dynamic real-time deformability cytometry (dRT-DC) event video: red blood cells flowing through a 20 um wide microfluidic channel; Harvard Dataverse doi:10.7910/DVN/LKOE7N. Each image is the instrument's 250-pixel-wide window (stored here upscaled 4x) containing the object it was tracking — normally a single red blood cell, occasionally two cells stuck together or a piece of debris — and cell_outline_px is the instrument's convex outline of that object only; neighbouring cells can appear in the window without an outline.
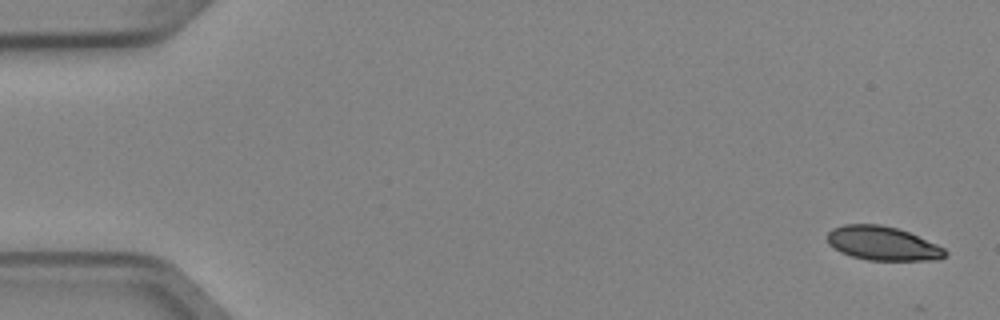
{"species": "Egyptian fruit bat (a non-hibernating species)", "species_latin": "Rousettus aegyptiacus", "temperature_condition": "cold", "stored_images_in_passage": 9, "camera_frame_rate_fps": 3000, "um_per_image_px": 0.085, "animal": {"sex": "female"}, "frame": {"image": 1, "passage_image": 1, "time_ms": 0.0, "image_size_px": [1000, 320], "cell_outline_px": [[948, 252], [940, 260], [868, 260], [852, 256], [840, 252], [828, 244], [828, 232], [832, 228], [844, 224], [880, 224], [896, 228], [908, 232], [936, 244], [944, 248]], "centroid_in_image_um": [75.01, 20.69], "position_along_channel_um": 10.0, "area_um2": 23.24}}
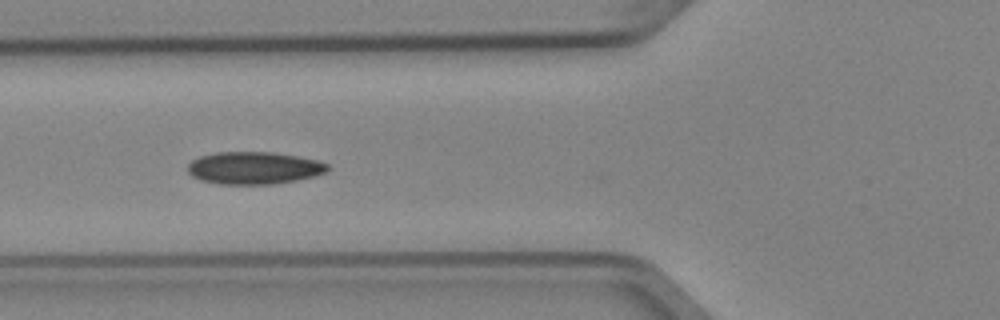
{"frame": {"image": 2, "passage_image": 6, "time_ms": 1.667, "image_size_px": [1000, 320], "cell_outline_px": [[328, 168], [324, 172], [312, 176], [296, 180], [272, 184], [220, 184], [200, 180], [192, 176], [188, 172], [188, 164], [192, 160], [200, 156], [216, 152], [272, 152], [296, 156], [316, 160], [328, 164]], "centroid_in_image_um": [21.53, 14.27], "position_along_channel_um": 104.3, "area_um2": 26.18}}
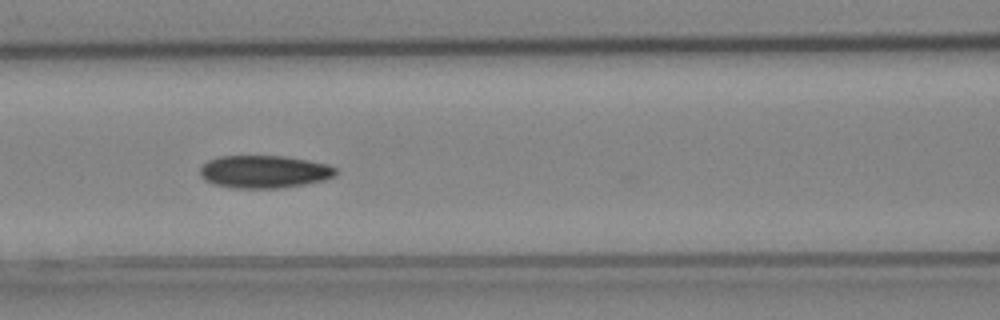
{"frame": {"image": 3, "passage_image": 7, "time_ms": 2.0, "image_size_px": [1000, 320], "cell_outline_px": [[336, 176], [324, 180], [304, 184], [276, 188], [236, 188], [216, 184], [204, 180], [200, 176], [200, 168], [208, 160], [220, 156], [284, 156], [308, 160], [328, 164], [336, 168]], "centroid_in_image_um": [22.46, 14.59], "position_along_channel_um": 144.1, "area_um2": 25.78}}